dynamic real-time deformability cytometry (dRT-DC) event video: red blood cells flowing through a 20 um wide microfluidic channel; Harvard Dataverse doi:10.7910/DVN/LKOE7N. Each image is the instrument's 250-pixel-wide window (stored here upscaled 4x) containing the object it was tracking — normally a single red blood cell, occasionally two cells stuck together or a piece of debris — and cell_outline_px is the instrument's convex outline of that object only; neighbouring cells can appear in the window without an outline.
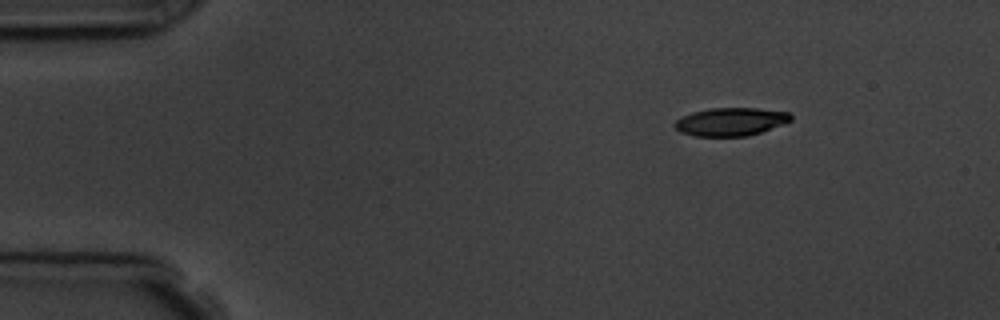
{"species": "common noctule bat (a hibernating species)", "species_latin": "Nyctalus noctula", "temperature_condition": "room temperature", "stored_images_in_passage": 6, "segment_of_instrument_passage": [2, 2], "camera_frame_rate_fps": 3000, "um_per_image_px": 0.085, "animal": {"sex": "male", "body_mass_g": 19.5, "forearm_length_mm": 54.6}, "frame": {"image": 1, "passage_image": 6, "time_ms": 5.667, "image_size_px": [1000, 320], "cell_outline_px": [[792, 120], [784, 124], [748, 136], [696, 136], [680, 132], [672, 124], [676, 120], [692, 112], [712, 108], [756, 108], [788, 112], [792, 116]], "centroid_in_image_um": [62.12, 10.35], "position_along_channel_um": 22.9, "area_um2": 18.96}}